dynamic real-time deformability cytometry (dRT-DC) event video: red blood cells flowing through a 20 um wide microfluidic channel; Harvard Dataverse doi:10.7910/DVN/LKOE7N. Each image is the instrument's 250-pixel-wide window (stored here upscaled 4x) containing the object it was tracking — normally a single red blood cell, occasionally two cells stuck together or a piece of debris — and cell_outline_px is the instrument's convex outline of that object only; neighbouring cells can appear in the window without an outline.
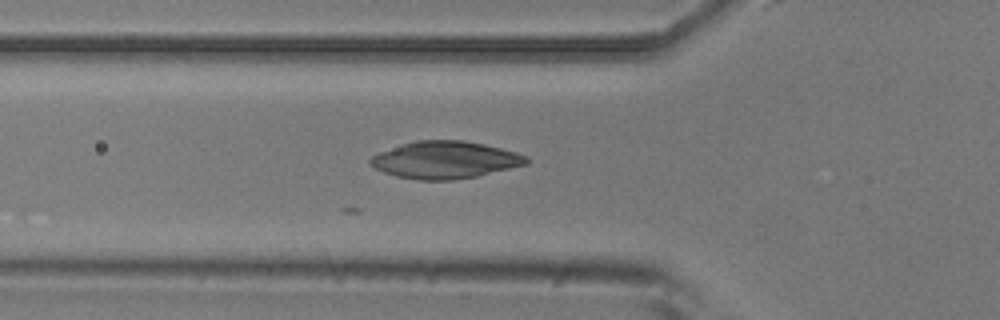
{"species": "common noctule bat (a hibernating species)", "species_latin": "Nyctalus noctula", "temperature_condition": "room temperature", "stored_images_in_passage": 5, "camera_frame_rate_fps": 3000, "um_per_image_px": 0.085, "animal": {"sex": "male", "body_mass_g": 20.5, "forearm_length_mm": 52.5}, "frame": {"image": 1, "passage_image": 5, "time_ms": 1.333, "image_size_px": [1000, 320], "cell_outline_px": [[532, 160], [528, 164], [476, 176], [452, 180], [416, 180], [396, 176], [384, 172], [368, 164], [368, 160], [372, 156], [380, 152], [416, 140], [464, 140], [484, 144], [516, 152], [528, 156]], "centroid_in_image_um": [37.86, 13.59], "position_along_channel_um": 87.9, "area_um2": 33.81}}